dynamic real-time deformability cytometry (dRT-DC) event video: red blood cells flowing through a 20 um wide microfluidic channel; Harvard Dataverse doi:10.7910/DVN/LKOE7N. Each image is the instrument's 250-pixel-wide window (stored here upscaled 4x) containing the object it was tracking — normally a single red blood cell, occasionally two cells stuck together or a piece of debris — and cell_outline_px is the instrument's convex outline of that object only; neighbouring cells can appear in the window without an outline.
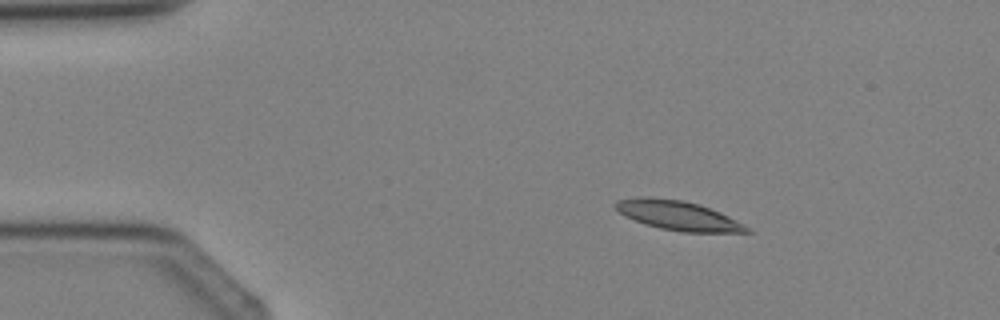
{"species": "Egyptian fruit bat (a non-hibernating species)", "species_latin": "Rousettus aegyptiacus", "temperature_condition": "cold", "stored_images_in_passage": 3, "camera_frame_rate_fps": 3000, "um_per_image_px": 0.085, "animal": {"sex": "female"}, "frame": {"image": 1, "passage_image": 2, "time_ms": 1.0, "image_size_px": [1000, 320], "cell_outline_px": [[752, 232], [684, 232], [660, 228], [644, 224], [624, 216], [612, 204], [616, 200], [644, 196], [648, 196], [684, 200], [700, 204], [720, 212], [744, 224]], "centroid_in_image_um": [57.59, 18.3], "position_along_channel_um": 27.4, "area_um2": 22.54}}